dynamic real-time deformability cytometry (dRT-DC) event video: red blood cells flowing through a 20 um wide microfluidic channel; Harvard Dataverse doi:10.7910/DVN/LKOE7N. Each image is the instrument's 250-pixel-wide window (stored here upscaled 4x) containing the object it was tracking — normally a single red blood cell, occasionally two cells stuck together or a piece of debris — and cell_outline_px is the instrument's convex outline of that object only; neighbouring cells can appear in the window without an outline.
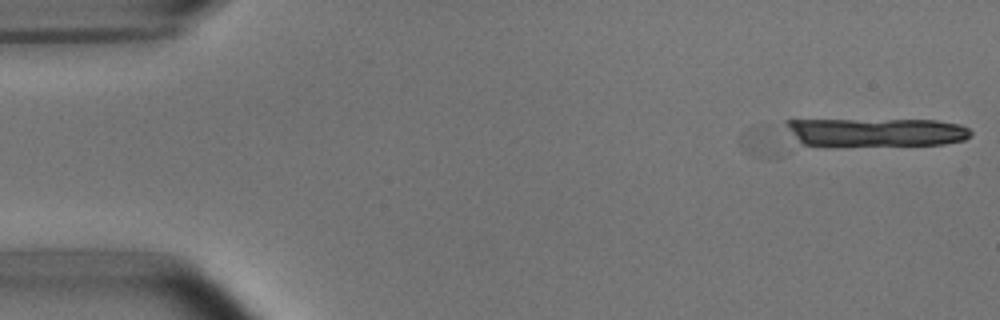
{"species": "common noctule bat (a hibernating species)", "species_latin": "Nyctalus noctula", "temperature_condition": "room temperature", "stored_images_in_passage": 6, "camera_frame_rate_fps": 3000, "um_per_image_px": 0.085, "animal": {"sex": "male", "body_mass_g": 15.6}, "frame": {"image": 1, "passage_image": 6, "time_ms": 1.667, "image_size_px": [1000, 320], "cell_outline_px": [[972, 136], [964, 140], [944, 144], [836, 148], [832, 148], [804, 144], [784, 124], [784, 120], [936, 120], [960, 124], [968, 128], [972, 132]], "centroid_in_image_um": [74.5, 11.28], "position_along_channel_um": 10.5, "area_um2": 31.62}}